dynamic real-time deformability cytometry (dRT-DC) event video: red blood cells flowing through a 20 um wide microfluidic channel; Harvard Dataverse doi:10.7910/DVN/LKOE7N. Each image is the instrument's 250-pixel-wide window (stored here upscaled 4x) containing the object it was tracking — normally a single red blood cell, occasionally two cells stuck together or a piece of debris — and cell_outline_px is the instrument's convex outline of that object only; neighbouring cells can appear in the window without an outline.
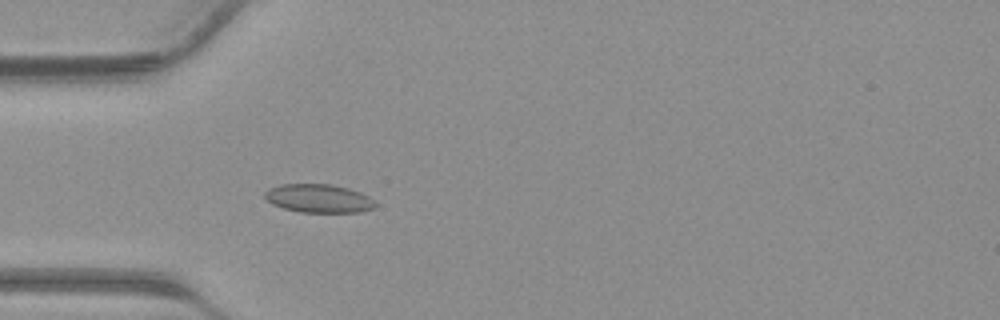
{"species": "common noctule bat (a hibernating species)", "species_latin": "Nyctalus noctula", "temperature_condition": "warm", "stored_images_in_passage": 30, "camera_frame_rate_fps": 3000, "um_per_image_px": 0.085, "animal": {"sex": "male", "body_mass_g": 23.1, "forearm_length_mm": 52.7}, "frame": {"image": 1, "passage_image": 3, "time_ms": 0.667, "image_size_px": [1000, 320], "cell_outline_px": [[376, 208], [360, 212], [300, 212], [284, 208], [272, 204], [264, 196], [264, 192], [268, 188], [280, 184], [332, 184], [348, 188], [360, 192], [376, 200]], "centroid_in_image_um": [27.11, 16.86], "position_along_channel_um": 57.9, "area_um2": 18.5}}
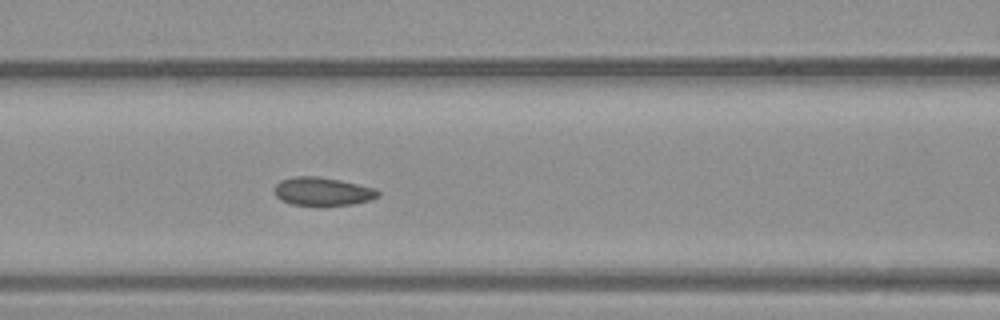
{"frame": {"image": 2, "passage_image": 8, "time_ms": 2.333, "image_size_px": [1000, 320], "cell_outline_px": [[380, 196], [368, 200], [352, 204], [320, 208], [292, 204], [280, 200], [276, 196], [276, 184], [280, 180], [292, 176], [316, 176], [340, 180], [376, 188], [380, 192]], "centroid_in_image_um": [27.42, 16.3], "position_along_channel_um": 139.2, "area_um2": 17.63}}
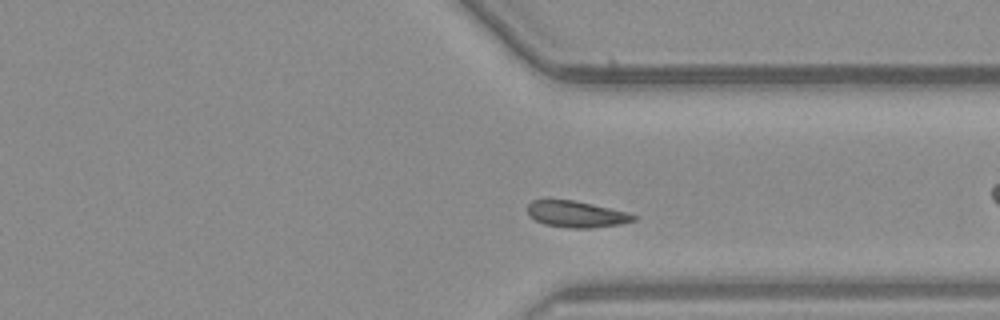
{"frame": {"image": 3, "passage_image": 19, "time_ms": 6.0, "image_size_px": [1000, 320], "cell_outline_px": [[636, 220], [620, 224], [588, 228], [572, 228], [544, 224], [536, 220], [528, 212], [528, 204], [532, 200], [544, 196], [572, 200], [592, 204], [628, 212], [636, 216]], "centroid_in_image_um": [48.93, 18.16], "position_along_channel_um": 362.5, "area_um2": 16.59}}